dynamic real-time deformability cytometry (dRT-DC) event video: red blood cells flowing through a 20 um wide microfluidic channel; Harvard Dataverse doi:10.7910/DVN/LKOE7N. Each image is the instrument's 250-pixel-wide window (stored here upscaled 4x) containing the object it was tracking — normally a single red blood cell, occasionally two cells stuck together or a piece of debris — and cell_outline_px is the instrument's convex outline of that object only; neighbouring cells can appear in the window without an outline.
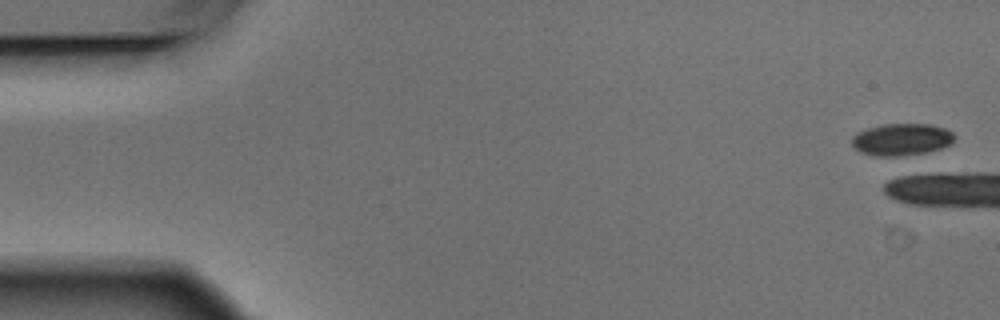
{"species": "Egyptian fruit bat (a non-hibernating species)", "species_latin": "Rousettus aegyptiacus", "temperature_condition": "warm", "stored_images_in_passage": 1, "camera_frame_rate_fps": 3000, "um_per_image_px": 0.085, "animal": {"sex": "male"}, "frame": {"image": 1, "passage_image": 1, "time_ms": 0.0, "image_size_px": [1000, 320], "cell_outline_px": [[956, 136], [952, 144], [940, 148], [924, 152], [896, 156], [876, 156], [860, 152], [852, 144], [852, 136], [856, 132], [868, 128], [884, 124], [932, 124], [944, 128], [952, 132]], "centroid_in_image_um": [76.64, 11.84], "position_along_channel_um": 8.4, "area_um2": 19.07}}